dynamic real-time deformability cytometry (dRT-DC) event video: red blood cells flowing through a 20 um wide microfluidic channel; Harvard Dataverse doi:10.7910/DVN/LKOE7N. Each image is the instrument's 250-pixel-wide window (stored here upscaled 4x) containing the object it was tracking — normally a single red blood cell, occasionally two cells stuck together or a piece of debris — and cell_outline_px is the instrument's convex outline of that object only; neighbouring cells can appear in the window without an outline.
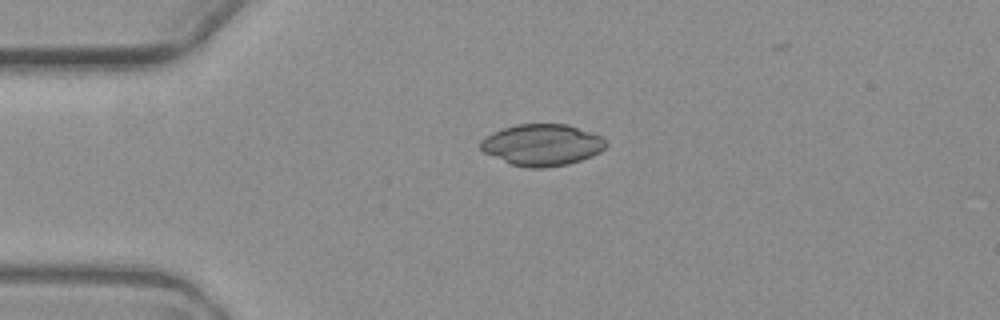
{"species": "common noctule bat (a hibernating species)", "species_latin": "Nyctalus noctula", "temperature_condition": "warm", "stored_images_in_passage": 4, "segment_of_instrument_passage": [2, 2], "camera_frame_rate_fps": 3000, "um_per_image_px": 0.085, "animal": {"sex": "female", "body_mass_g": 19.3, "forearm_length_mm": 54.1}, "frame": {"image": 1, "passage_image": 4, "time_ms": 4.667, "image_size_px": [1000, 320], "cell_outline_px": [[608, 144], [600, 152], [592, 156], [568, 164], [544, 168], [528, 168], [512, 164], [484, 152], [480, 148], [480, 140], [484, 136], [492, 132], [516, 124], [568, 124], [600, 136]], "centroid_in_image_um": [46.06, 12.31], "position_along_channel_um": 38.9, "area_um2": 30.23}}